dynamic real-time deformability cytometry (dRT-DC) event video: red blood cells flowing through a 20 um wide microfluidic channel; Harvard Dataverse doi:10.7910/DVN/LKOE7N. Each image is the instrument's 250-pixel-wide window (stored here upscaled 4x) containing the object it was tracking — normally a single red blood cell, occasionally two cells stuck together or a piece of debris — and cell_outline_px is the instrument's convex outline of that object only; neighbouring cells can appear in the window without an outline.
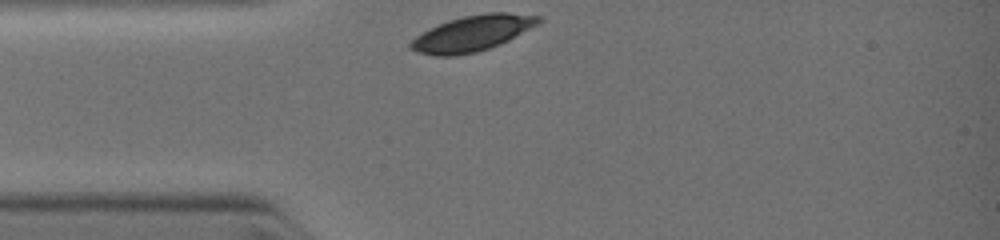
{"species": "common noctule bat (a hibernating species)", "species_latin": "Nyctalus noctula", "temperature_condition": "warm", "stored_images_in_passage": 40, "camera_frame_rate_fps": 3000, "um_per_image_px": 0.085, "animal": {"sex": "female", "body_mass_g": 19.0, "forearm_length_mm": 51.5}, "frame": {"image": 1, "passage_image": 1, "time_ms": 0.0, "image_size_px": [1000, 240], "cell_outline_px": [[544, 20], [508, 40], [500, 44], [476, 52], [456, 56], [436, 56], [420, 52], [408, 48], [408, 44], [416, 36], [448, 20], [464, 16], [484, 12], [508, 12], [540, 16]], "centroid_in_image_um": [40.16, 2.83], "position_along_channel_um": 44.8, "area_um2": 26.3}}
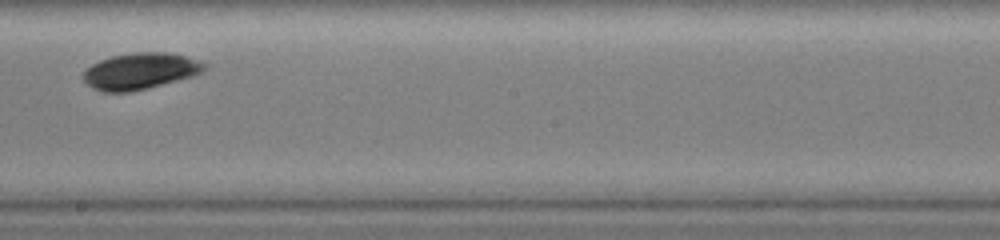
{"frame": {"image": 2, "passage_image": 25, "time_ms": 4.0, "image_size_px": [1000, 240], "cell_outline_px": [[208, 64], [204, 72], [192, 76], [148, 88], [132, 92], [100, 92], [84, 84], [80, 76], [92, 64], [100, 60], [112, 56], [132, 52], [172, 52]], "centroid_in_image_um": [11.88, 6.05], "position_along_channel_um": 236.3, "area_um2": 26.01}}
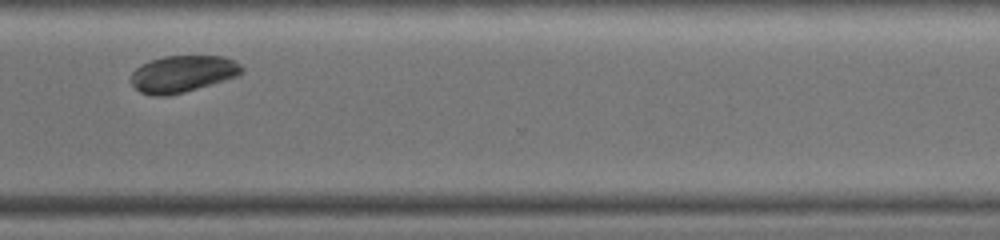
{"frame": {"image": 3, "passage_image": 39, "time_ms": 6.333, "image_size_px": [1000, 240], "cell_outline_px": [[244, 72], [236, 76], [224, 80], [184, 92], [168, 96], [152, 96], [140, 92], [128, 80], [128, 76], [140, 64], [164, 56], [224, 56], [240, 64], [244, 68]], "centroid_in_image_um": [15.47, 6.28], "position_along_channel_um": 355.1, "area_um2": 23.87}}